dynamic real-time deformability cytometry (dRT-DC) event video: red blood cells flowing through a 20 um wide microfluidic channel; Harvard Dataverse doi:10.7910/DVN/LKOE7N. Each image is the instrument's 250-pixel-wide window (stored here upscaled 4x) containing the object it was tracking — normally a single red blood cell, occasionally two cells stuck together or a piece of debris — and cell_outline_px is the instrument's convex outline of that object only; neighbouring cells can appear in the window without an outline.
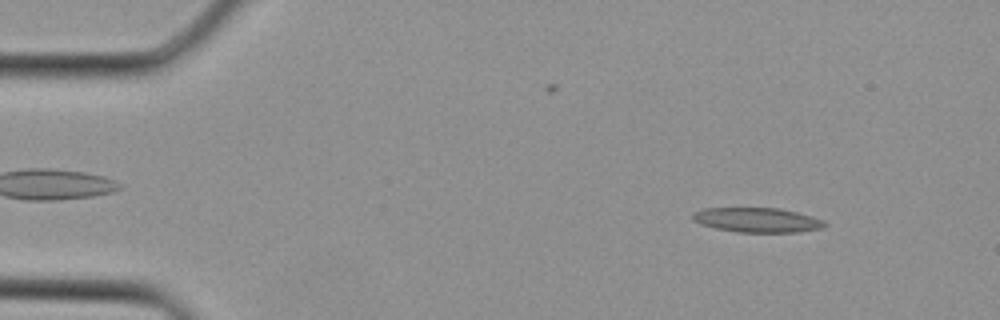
{"species": "Egyptian fruit bat (a non-hibernating species)", "species_latin": "Rousettus aegyptiacus", "temperature_condition": "cold", "stored_images_in_passage": 33, "camera_frame_rate_fps": 3000, "um_per_image_px": 0.085, "animal": {"sex": "female"}, "frame": {"image": 1, "passage_image": 3, "time_ms": 0.667, "image_size_px": [1000, 320], "cell_outline_px": [[828, 224], [824, 228], [796, 232], [736, 232], [716, 228], [692, 220], [692, 212], [704, 208], [780, 208], [812, 216], [824, 220]], "centroid_in_image_um": [64.39, 18.7], "position_along_channel_um": 20.6, "area_um2": 18.96}}
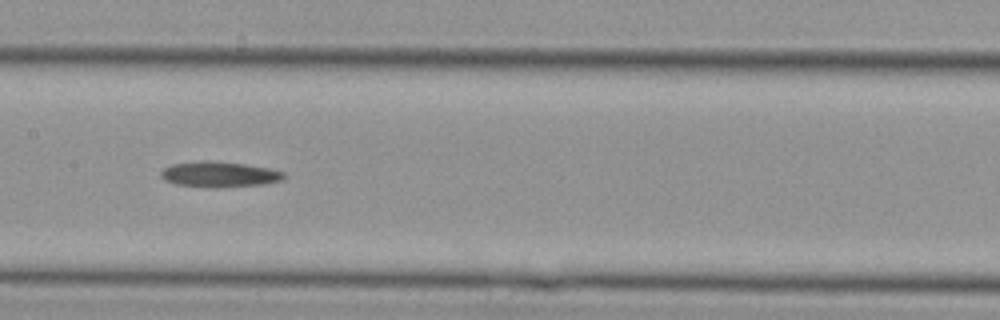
{"frame": {"image": 2, "passage_image": 16, "time_ms": 5.0, "image_size_px": [1000, 320], "cell_outline_px": [[284, 176], [280, 180], [264, 184], [176, 184], [164, 180], [160, 176], [160, 172], [164, 168], [172, 164], [204, 160], [212, 160], [244, 164], [268, 168], [284, 172]], "centroid_in_image_um": [18.6, 14.74], "position_along_channel_um": 188.8, "area_um2": 16.99}}
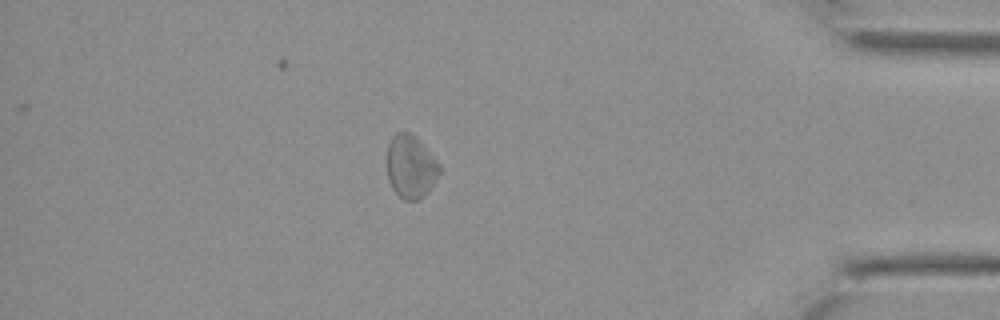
{"frame": {"image": 3, "passage_image": 29, "time_ms": 9.333, "image_size_px": [1000, 320], "cell_outline_px": [[440, 172], [428, 192], [416, 200], [404, 200], [392, 188], [388, 180], [388, 144], [392, 136], [396, 132], [408, 132], [440, 164]], "centroid_in_image_um": [34.89, 14.2], "position_along_channel_um": 400.3, "area_um2": 18.67}}